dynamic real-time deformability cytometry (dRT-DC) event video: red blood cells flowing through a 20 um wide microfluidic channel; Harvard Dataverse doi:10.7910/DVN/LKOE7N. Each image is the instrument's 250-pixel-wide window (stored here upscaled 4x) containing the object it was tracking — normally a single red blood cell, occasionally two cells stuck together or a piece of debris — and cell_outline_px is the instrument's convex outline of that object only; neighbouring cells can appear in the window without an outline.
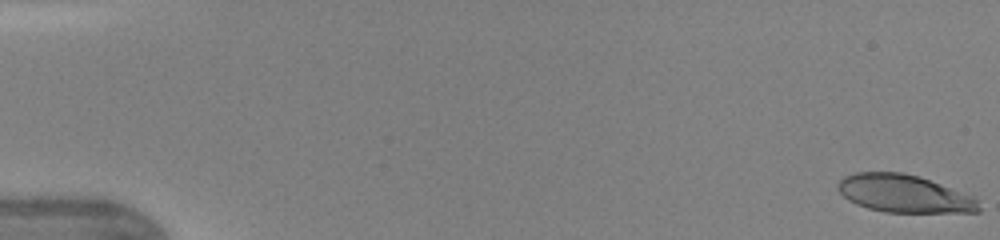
{"species": "human", "species_latin": "Homo sapiens", "temperature_condition": "warm", "stored_images_in_passage": 48, "segment_of_instrument_passage": [1, 2], "camera_frame_rate_fps": 3000, "um_per_image_px": 0.085, "donor": {"sex": "female"}, "frame": {"image": 1, "passage_image": 1, "time_ms": 0.0, "image_size_px": [1000, 240], "cell_outline_px": [[980, 212], [884, 212], [868, 208], [856, 204], [848, 200], [836, 188], [836, 184], [844, 176], [856, 172], [904, 172], [920, 176], [972, 196], [976, 200], [980, 208]], "centroid_in_image_um": [76.8, 16.45], "position_along_channel_um": 8.2, "area_um2": 30.92}}
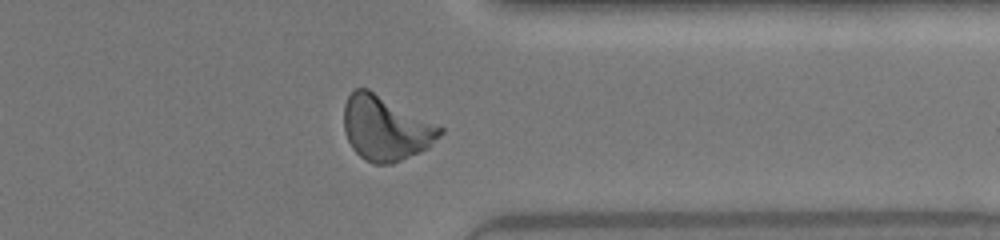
{"frame": {"image": 2, "passage_image": 38, "time_ms": 12.333, "image_size_px": [1000, 240], "cell_outline_px": [[444, 132], [428, 148], [420, 152], [392, 164], [372, 164], [360, 156], [352, 148], [348, 140], [344, 128], [344, 104], [348, 96], [356, 88], [368, 88], [444, 128]], "centroid_in_image_um": [32.77, 10.9], "position_along_channel_um": 378.6, "area_um2": 36.07}}
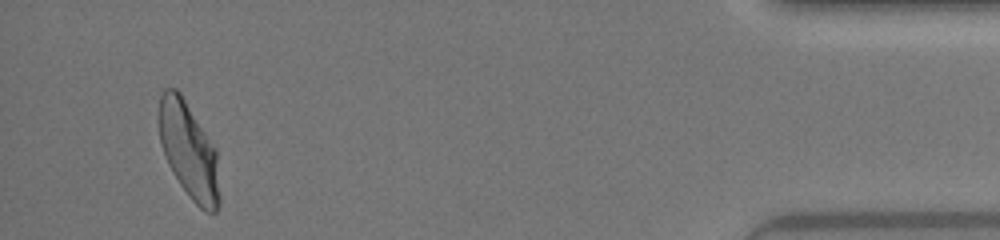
{"frame": {"image": 3, "passage_image": 45, "time_ms": 14.667, "image_size_px": [1000, 240], "cell_outline_px": [[220, 204], [216, 212], [204, 212], [188, 196], [172, 172], [168, 164], [160, 144], [160, 92], [164, 88], [176, 88], [180, 92], [216, 148], [220, 196]], "centroid_in_image_um": [16.07, 12.82], "position_along_channel_um": 419.1, "area_um2": 33.99}}